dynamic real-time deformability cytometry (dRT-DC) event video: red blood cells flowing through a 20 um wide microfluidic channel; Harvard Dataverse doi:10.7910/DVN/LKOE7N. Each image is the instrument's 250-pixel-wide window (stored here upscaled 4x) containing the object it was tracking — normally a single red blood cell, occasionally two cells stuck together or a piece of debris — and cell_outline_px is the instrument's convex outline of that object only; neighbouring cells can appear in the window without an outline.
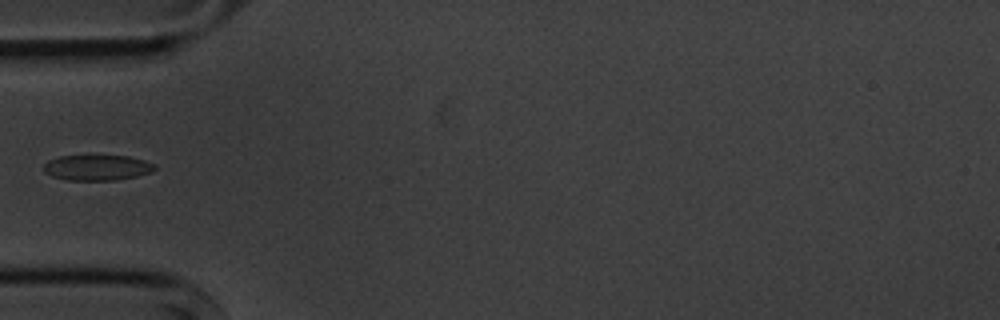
{"species": "common noctule bat (a hibernating species)", "species_latin": "Nyctalus noctula", "temperature_condition": "cold", "stored_images_in_passage": 6, "camera_frame_rate_fps": 3000, "um_per_image_px": 0.085, "animal": {"sex": "male", "body_mass_g": 20.1, "forearm_length_mm": 53.5}, "frame": {"image": 1, "passage_image": 5, "time_ms": 5.667, "image_size_px": [1000, 320], "cell_outline_px": [[156, 168], [152, 172], [136, 176], [116, 180], [68, 180], [52, 176], [44, 172], [44, 164], [48, 160], [60, 156], [128, 156], [144, 160], [156, 164]], "centroid_in_image_um": [8.27, 14.25], "position_along_channel_um": 76.7, "area_um2": 16.47}}
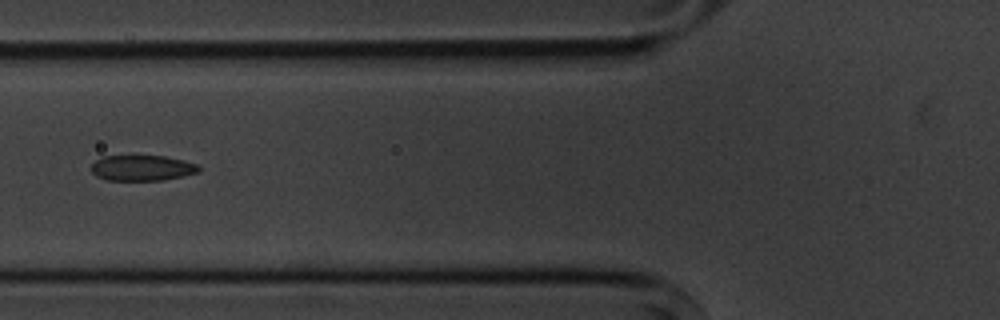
{"frame": {"image": 2, "passage_image": 6, "time_ms": 6.667, "image_size_px": [1000, 320], "cell_outline_px": [[200, 172], [184, 176], [164, 180], [108, 180], [96, 176], [92, 172], [92, 164], [96, 160], [104, 156], [164, 156], [184, 160], [196, 164], [200, 168]], "centroid_in_image_um": [12.11, 14.28], "position_along_channel_um": 113.7, "area_um2": 16.01}}